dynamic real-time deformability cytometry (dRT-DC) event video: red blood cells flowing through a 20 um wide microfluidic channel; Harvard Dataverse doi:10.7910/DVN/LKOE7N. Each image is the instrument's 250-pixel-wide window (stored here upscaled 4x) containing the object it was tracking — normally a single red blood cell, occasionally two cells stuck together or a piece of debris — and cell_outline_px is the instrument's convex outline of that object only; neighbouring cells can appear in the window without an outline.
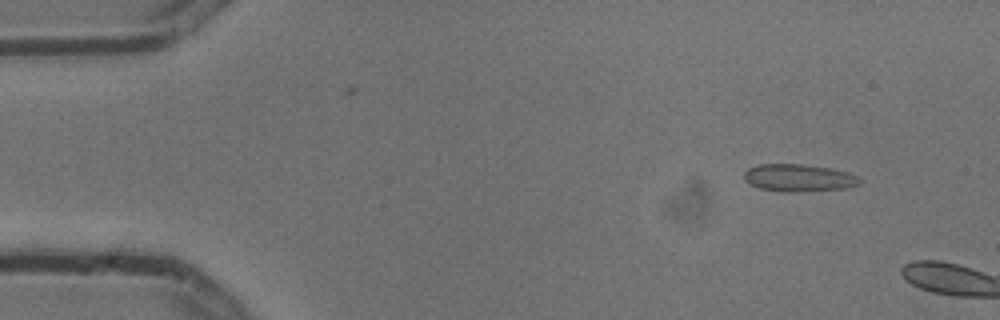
{"species": "common noctule bat (a hibernating species)", "species_latin": "Nyctalus noctula", "temperature_condition": "cold", "stored_images_in_passage": 2, "camera_frame_rate_fps": 3000, "um_per_image_px": 0.085, "animal": {"sex": "male", "body_mass_g": 13.3}, "frame": {"image": 1, "passage_image": 1, "time_ms": 0.0, "image_size_px": [1000, 320], "cell_outline_px": [[860, 184], [848, 188], [792, 192], [784, 192], [760, 188], [748, 184], [744, 180], [744, 172], [748, 168], [760, 164], [800, 164], [832, 168], [848, 172], [856, 176], [860, 180]], "centroid_in_image_um": [67.87, 15.12], "position_along_channel_um": 17.1, "area_um2": 18.5}}